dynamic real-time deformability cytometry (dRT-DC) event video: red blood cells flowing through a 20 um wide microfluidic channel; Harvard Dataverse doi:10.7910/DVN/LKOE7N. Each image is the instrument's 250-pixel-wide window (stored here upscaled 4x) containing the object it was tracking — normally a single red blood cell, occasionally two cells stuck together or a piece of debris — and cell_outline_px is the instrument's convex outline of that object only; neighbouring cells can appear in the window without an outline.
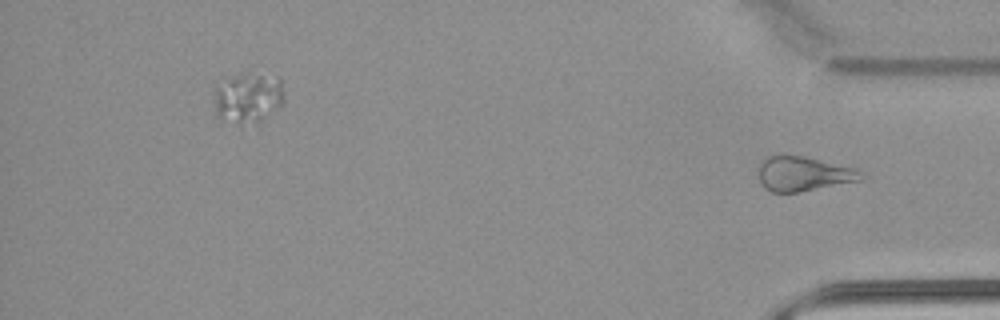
{"species": "common noctule bat (a hibernating species)", "species_latin": "Nyctalus noctula", "temperature_condition": "warm", "stored_images_in_passage": 37, "segment_of_instrument_passage": [2, 2], "camera_frame_rate_fps": 3000, "um_per_image_px": 0.085, "animal": {"sex": "male", "body_mass_g": 21.5, "forearm_length_mm": 52.0}, "frame": {"image": 1, "passage_image": 37, "time_ms": 12.0, "image_size_px": [1000, 320], "cell_outline_px": [[868, 176], [860, 180], [796, 192], [772, 192], [764, 188], [760, 180], [760, 160], [768, 156], [780, 152], [804, 156], [856, 168]], "centroid_in_image_um": [68.28, 14.73], "position_along_channel_um": 366.9, "area_um2": 20.92}}